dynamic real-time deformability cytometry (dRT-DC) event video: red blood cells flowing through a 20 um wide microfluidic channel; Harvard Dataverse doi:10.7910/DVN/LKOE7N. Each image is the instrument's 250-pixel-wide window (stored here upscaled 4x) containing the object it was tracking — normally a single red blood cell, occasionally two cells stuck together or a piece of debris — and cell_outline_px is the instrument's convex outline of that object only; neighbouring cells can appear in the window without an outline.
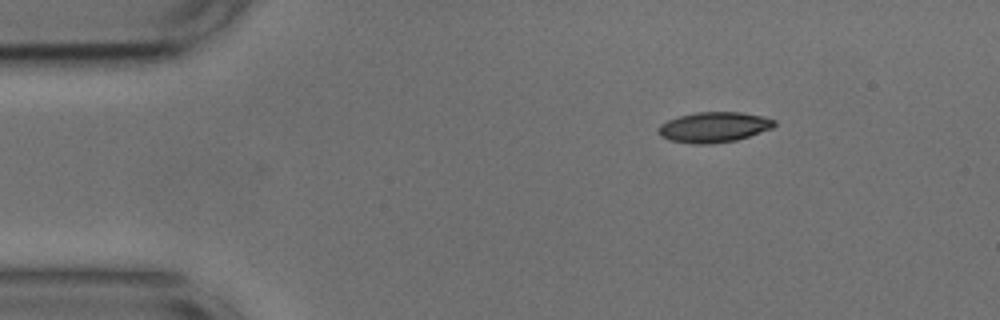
{"species": "common noctule bat (a hibernating species)", "species_latin": "Nyctalus noctula", "temperature_condition": "cold", "stored_images_in_passage": 16, "camera_frame_rate_fps": 3000, "um_per_image_px": 0.085, "animal": {"sex": "male", "body_mass_g": 17.9, "forearm_length_mm": 54.2}, "frame": {"image": 1, "passage_image": 1, "time_ms": 0.0, "image_size_px": [1000, 320], "cell_outline_px": [[776, 124], [772, 128], [736, 140], [712, 144], [696, 144], [668, 140], [660, 136], [656, 132], [656, 128], [660, 124], [668, 120], [680, 116], [696, 112], [740, 112], [764, 116], [776, 120]], "centroid_in_image_um": [60.65, 10.81], "position_along_channel_um": 24.4, "area_um2": 20.63}}
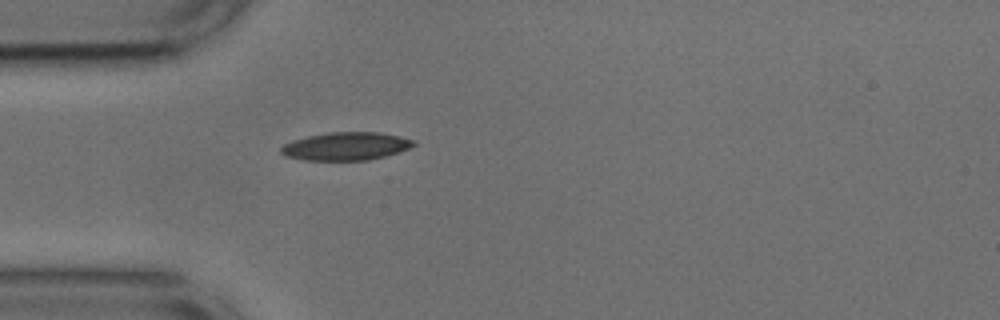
{"frame": {"image": 2, "passage_image": 8, "time_ms": 2.333, "image_size_px": [1000, 320], "cell_outline_px": [[416, 144], [400, 152], [368, 160], [304, 160], [288, 156], [280, 152], [280, 148], [284, 144], [292, 140], [308, 136], [328, 132], [380, 132], [400, 136], [416, 140]], "centroid_in_image_um": [29.43, 12.42], "position_along_channel_um": 55.6, "area_um2": 21.68}}